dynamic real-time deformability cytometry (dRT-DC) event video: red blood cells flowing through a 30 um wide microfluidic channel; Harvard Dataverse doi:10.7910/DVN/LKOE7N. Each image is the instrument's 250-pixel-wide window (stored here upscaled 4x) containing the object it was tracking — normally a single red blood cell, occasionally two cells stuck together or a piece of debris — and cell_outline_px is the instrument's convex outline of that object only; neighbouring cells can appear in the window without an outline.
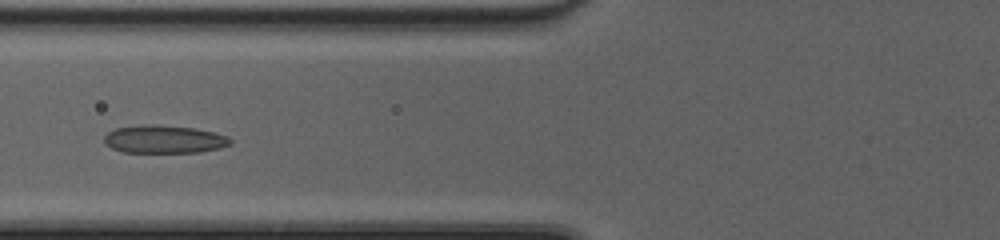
{"species": "common noctule bat (a hibernating species)", "species_latin": "Nyctalus noctula", "temperature_condition": "cold", "stored_images_in_passage": 32, "camera_frame_rate_fps": 3000, "um_per_image_px": 0.085, "animal": {"sex": "female", "body_mass_g": 20.0, "forearm_length_mm": 54.0}, "frame": {"image": 1, "passage_image": 13, "time_ms": 4.0, "image_size_px": [1000, 240], "cell_outline_px": [[232, 144], [220, 148], [200, 152], [124, 152], [112, 148], [104, 144], [104, 136], [108, 132], [116, 128], [140, 124], [152, 124], [196, 128], [216, 132], [228, 136], [232, 140]], "centroid_in_image_um": [13.97, 11.83], "position_along_channel_um": 111.8, "area_um2": 20.81}}
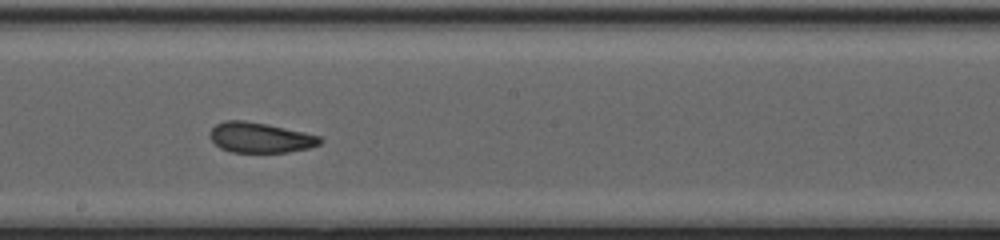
{"frame": {"image": 2, "passage_image": 21, "time_ms": 6.667, "image_size_px": [1000, 240], "cell_outline_px": [[324, 140], [320, 144], [308, 148], [288, 152], [232, 152], [220, 148], [208, 136], [208, 132], [216, 124], [224, 120], [244, 120], [268, 124], [304, 132], [320, 136]], "centroid_in_image_um": [22.1, 11.69], "position_along_channel_um": 226.1, "area_um2": 19.54}}
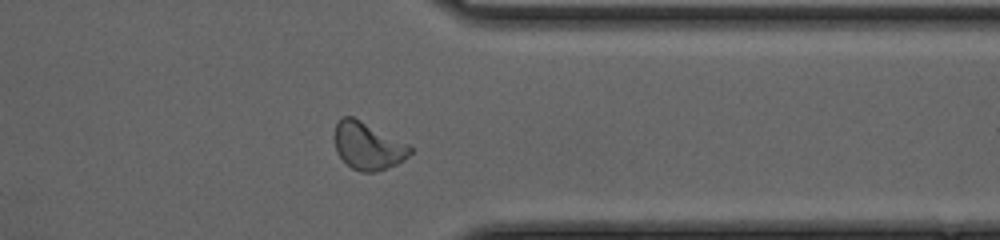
{"frame": {"image": 3, "passage_image": 32, "time_ms": 10.333, "image_size_px": [1000, 240], "cell_outline_px": [[412, 152], [404, 160], [396, 164], [376, 172], [360, 172], [352, 168], [336, 152], [332, 136], [336, 124], [344, 116], [352, 116], [408, 144], [412, 148]], "centroid_in_image_um": [31.24, 12.41], "position_along_channel_um": 380.2, "area_um2": 20.81}, "authors_computed_cell_mechanics": {"area_um2": 20.0566, "velocity_mm_per_s": 4.2792, "shape_relaxation_time_tau1_ms": 5.8321, "shape_relaxation_time_tau2_ms": 1.1377, "deformation_change_tau1": 0.1904, "deformation_change_tau2": 0.0829}}